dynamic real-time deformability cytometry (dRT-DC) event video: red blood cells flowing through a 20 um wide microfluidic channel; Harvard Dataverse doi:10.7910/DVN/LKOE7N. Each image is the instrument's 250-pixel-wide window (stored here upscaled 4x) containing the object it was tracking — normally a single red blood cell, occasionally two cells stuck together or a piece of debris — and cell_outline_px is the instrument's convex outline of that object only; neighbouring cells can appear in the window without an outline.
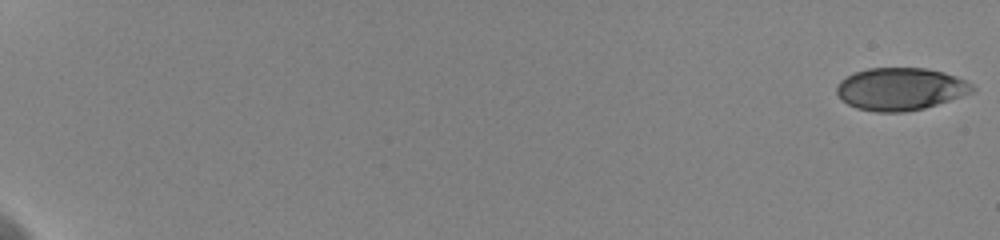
{"species": "human", "species_latin": "Homo sapiens", "temperature_condition": "cold", "stored_images_in_passage": 59, "camera_frame_rate_fps": 3000, "um_per_image_px": 0.085, "donor": {"sex": "female"}, "frame": {"image": 1, "passage_image": 1, "time_ms": 0.0, "image_size_px": [1000, 240], "cell_outline_px": [[976, 88], [972, 92], [924, 108], [904, 112], [876, 112], [856, 108], [840, 100], [836, 92], [836, 84], [840, 80], [856, 72], [868, 68], [928, 68], [944, 72], [956, 76], [972, 84]], "centroid_in_image_um": [76.5, 7.56], "position_along_channel_um": 8.5, "area_um2": 33.58}}
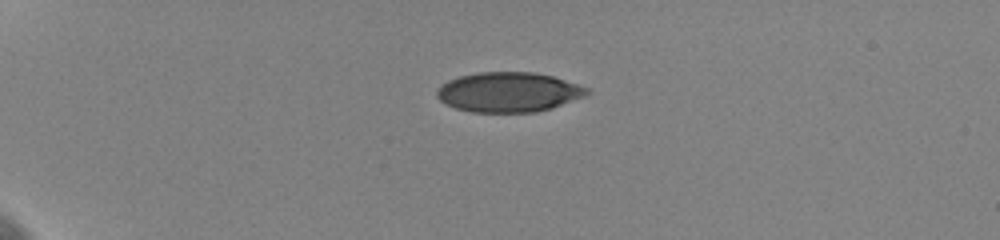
{"frame": {"image": 2, "passage_image": 17, "time_ms": 5.333, "image_size_px": [1000, 240], "cell_outline_px": [[588, 92], [584, 96], [552, 108], [536, 112], [472, 112], [456, 108], [440, 100], [436, 96], [436, 88], [448, 80], [460, 76], [476, 72], [532, 72], [552, 76], [588, 88]], "centroid_in_image_um": [43.19, 7.83], "position_along_channel_um": 41.8, "area_um2": 34.62}}
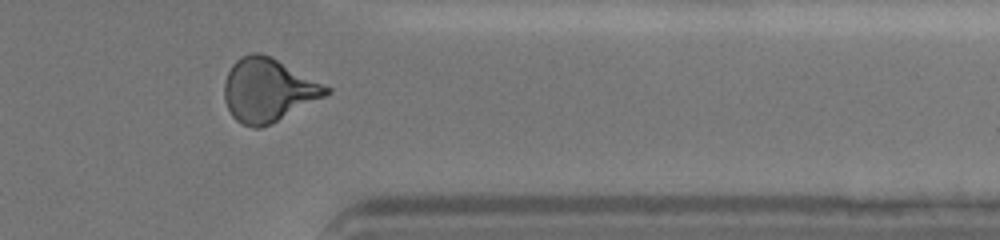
{"frame": {"image": 3, "passage_image": 51, "time_ms": 16.667, "image_size_px": [1000, 240], "cell_outline_px": [[332, 92], [272, 124], [260, 128], [252, 128], [236, 120], [232, 116], [224, 100], [224, 80], [232, 64], [240, 56], [252, 52], [260, 52], [272, 56], [332, 88]], "centroid_in_image_um": [22.78, 7.64], "position_along_channel_um": 388.6, "area_um2": 37.92}, "authors_computed_cell_mechanics": {"area_um2": 35.7204, "velocity_mm_per_s": 3.6216, "shape_relaxation_time_tau1_ms": 5.7376, "shape_relaxation_time_tau2_ms": 1.5903, "deformation_change_tau1": 0.1449, "deformation_change_tau2": 0.0846}}